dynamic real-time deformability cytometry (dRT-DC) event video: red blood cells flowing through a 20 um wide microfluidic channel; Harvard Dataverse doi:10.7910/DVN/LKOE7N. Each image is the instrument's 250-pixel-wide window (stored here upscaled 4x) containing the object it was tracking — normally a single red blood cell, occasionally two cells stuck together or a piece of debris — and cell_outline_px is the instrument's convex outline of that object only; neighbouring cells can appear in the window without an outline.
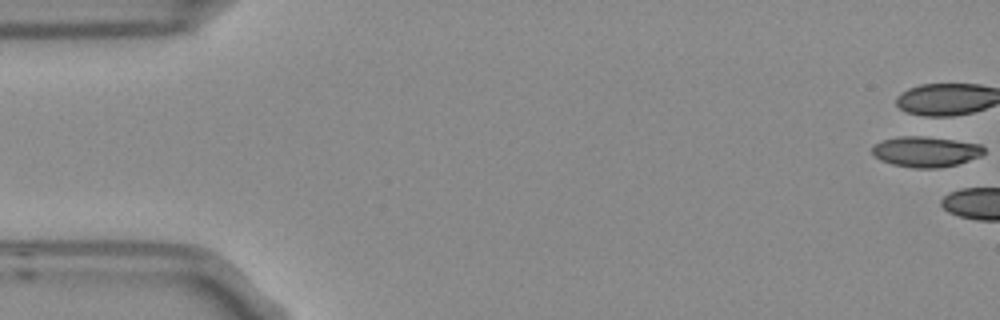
{"species": "Egyptian fruit bat (a non-hibernating species)", "species_latin": "Rousettus aegyptiacus", "temperature_condition": "room temperature", "stored_images_in_passage": 3, "camera_frame_rate_fps": 3000, "um_per_image_px": 0.085, "frame": {"image": 1, "passage_image": 1, "time_ms": 0.0, "image_size_px": [1000, 320], "cell_outline_px": [[984, 152], [980, 156], [956, 164], [936, 168], [912, 168], [892, 164], [880, 160], [872, 152], [872, 144], [880, 140], [896, 136], [924, 136], [980, 144], [984, 148]], "centroid_in_image_um": [78.62, 12.88], "position_along_channel_um": 6.4, "area_um2": 19.83}}